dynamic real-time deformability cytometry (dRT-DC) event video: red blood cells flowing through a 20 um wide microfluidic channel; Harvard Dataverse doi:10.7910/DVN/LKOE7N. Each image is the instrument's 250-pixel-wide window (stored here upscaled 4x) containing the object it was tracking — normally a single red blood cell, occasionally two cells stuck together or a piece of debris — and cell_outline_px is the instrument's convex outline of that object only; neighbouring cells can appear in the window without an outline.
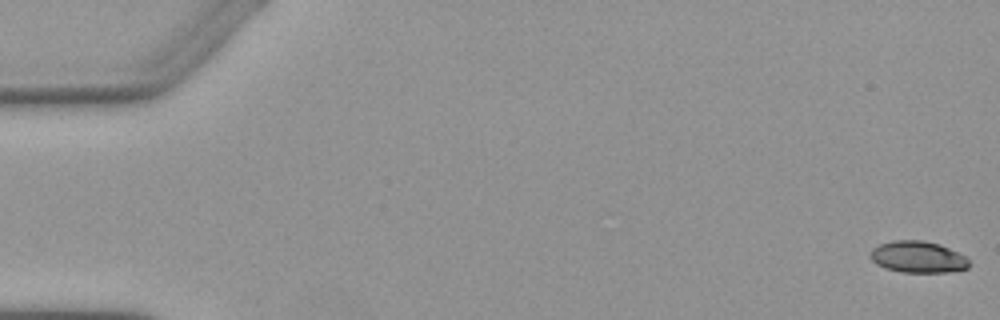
{"species": "Egyptian fruit bat (a non-hibernating species)", "species_latin": "Rousettus aegyptiacus", "temperature_condition": "warm", "stored_images_in_passage": 6, "camera_frame_rate_fps": 3000, "um_per_image_px": 0.085, "animal": {"sex": "female"}, "frame": {"image": 1, "passage_image": 1, "time_ms": 0.0, "image_size_px": [1000, 320], "cell_outline_px": [[972, 264], [968, 268], [948, 272], [900, 272], [884, 268], [876, 264], [868, 256], [872, 248], [880, 244], [896, 240], [924, 240], [940, 244], [964, 256]], "centroid_in_image_um": [78.0, 21.85], "position_along_channel_um": 7.0, "area_um2": 18.26}}